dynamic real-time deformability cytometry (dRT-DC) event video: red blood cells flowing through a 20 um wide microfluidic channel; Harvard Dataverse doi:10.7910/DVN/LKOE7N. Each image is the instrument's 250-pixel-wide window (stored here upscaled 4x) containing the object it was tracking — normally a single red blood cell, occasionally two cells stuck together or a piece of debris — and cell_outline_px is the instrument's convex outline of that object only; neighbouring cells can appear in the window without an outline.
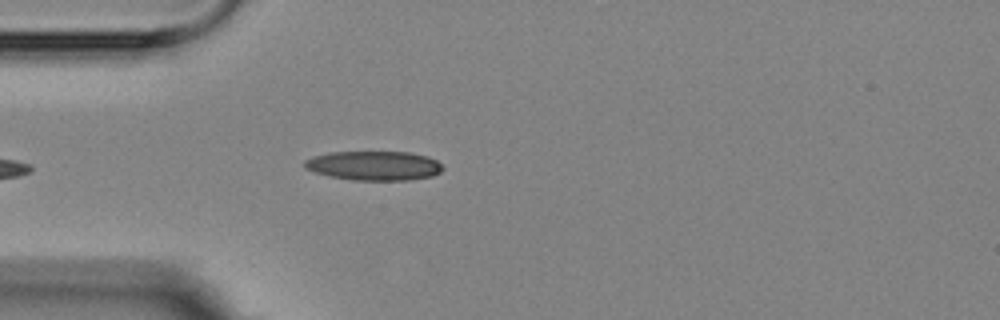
{"species": "Egyptian fruit bat (a non-hibernating species)", "species_latin": "Rousettus aegyptiacus", "temperature_condition": "room temperature", "stored_images_in_passage": 5, "camera_frame_rate_fps": 3000, "um_per_image_px": 0.085, "animal": {"sex": "female"}, "frame": {"image": 1, "passage_image": 5, "time_ms": 5.0, "image_size_px": [1000, 320], "cell_outline_px": [[444, 168], [440, 172], [432, 176], [408, 180], [352, 180], [332, 176], [316, 172], [304, 168], [304, 160], [312, 156], [332, 152], [408, 152], [428, 156], [436, 160]], "centroid_in_image_um": [31.8, 14.08], "position_along_channel_um": 53.2, "area_um2": 23.52}}